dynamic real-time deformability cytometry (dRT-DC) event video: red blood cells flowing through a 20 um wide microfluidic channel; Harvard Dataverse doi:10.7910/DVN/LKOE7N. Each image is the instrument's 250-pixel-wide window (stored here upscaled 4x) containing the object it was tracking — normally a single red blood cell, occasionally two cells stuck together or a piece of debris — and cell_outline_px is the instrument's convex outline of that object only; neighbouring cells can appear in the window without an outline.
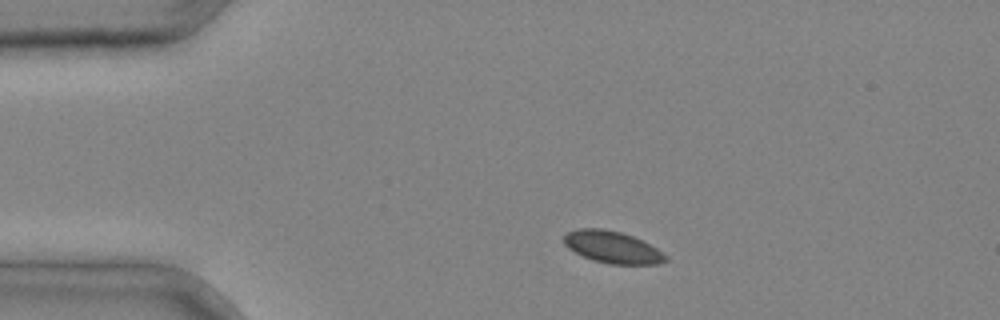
{"species": "common noctule bat (a hibernating species)", "species_latin": "Nyctalus noctula", "temperature_condition": "cold", "stored_images_in_passage": 2, "camera_frame_rate_fps": 3000, "um_per_image_px": 0.085, "animal": {"sex": "male", "body_mass_g": 20.4}, "frame": {"image": 1, "passage_image": 1, "time_ms": 0.0, "image_size_px": [1000, 320], "cell_outline_px": [[668, 260], [656, 264], [608, 264], [592, 260], [568, 248], [564, 244], [564, 236], [568, 232], [580, 228], [600, 228], [620, 232], [632, 236], [656, 248], [668, 256]], "centroid_in_image_um": [52.05, 21.01], "position_along_channel_um": 33.0, "area_um2": 18.73}}